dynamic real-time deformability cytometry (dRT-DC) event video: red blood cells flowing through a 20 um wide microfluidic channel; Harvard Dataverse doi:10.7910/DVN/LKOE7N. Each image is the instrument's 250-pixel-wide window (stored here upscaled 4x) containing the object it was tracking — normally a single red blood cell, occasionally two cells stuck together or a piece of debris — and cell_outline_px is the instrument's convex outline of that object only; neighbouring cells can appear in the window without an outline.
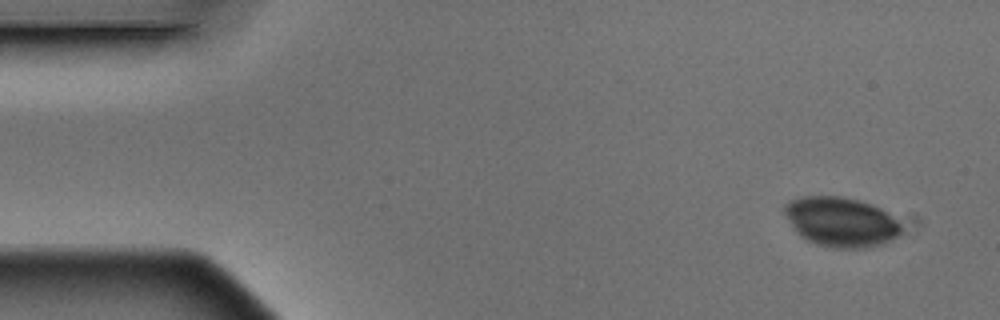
{"species": "Egyptian fruit bat (a non-hibernating species)", "species_latin": "Rousettus aegyptiacus", "temperature_condition": "warm", "stored_images_in_passage": 5, "camera_frame_rate_fps": 3000, "um_per_image_px": 0.085, "animal": {"sex": "male"}, "frame": {"image": 1, "passage_image": 1, "time_ms": 0.0, "image_size_px": [1000, 320], "cell_outline_px": [[904, 232], [900, 236], [880, 244], [868, 248], [836, 248], [816, 244], [800, 236], [796, 232], [784, 212], [784, 204], [800, 196], [840, 196], [860, 200], [872, 204], [880, 208], [896, 220], [900, 224]], "centroid_in_image_um": [71.5, 18.86], "position_along_channel_um": 13.5, "area_um2": 33.87}}